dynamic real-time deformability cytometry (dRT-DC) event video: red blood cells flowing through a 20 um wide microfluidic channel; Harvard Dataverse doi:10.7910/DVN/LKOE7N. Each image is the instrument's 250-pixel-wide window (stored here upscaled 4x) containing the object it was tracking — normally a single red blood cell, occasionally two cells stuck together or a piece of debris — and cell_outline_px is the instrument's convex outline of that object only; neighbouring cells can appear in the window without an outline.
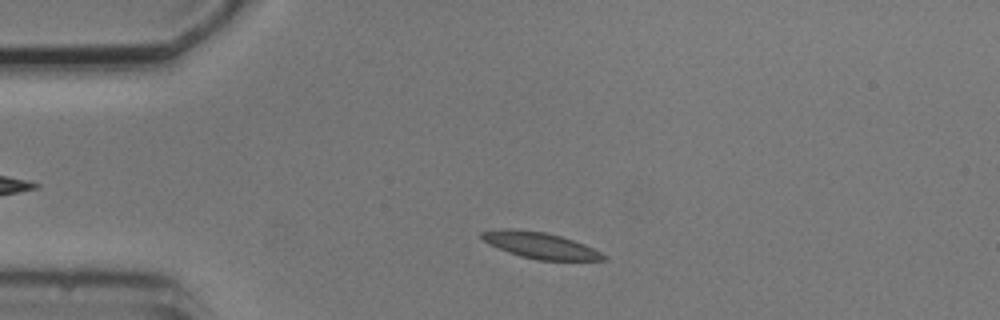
{"species": "common noctule bat (a hibernating species)", "species_latin": "Nyctalus noctula", "temperature_condition": "cold", "stored_images_in_passage": 4, "camera_frame_rate_fps": 3000, "um_per_image_px": 0.085, "animal": {"sex": "male", "body_mass_g": 20.5, "forearm_length_mm": 52.5}, "frame": {"image": 1, "passage_image": 2, "time_ms": 1.0, "image_size_px": [1000, 320], "cell_outline_px": [[608, 260], [536, 260], [520, 256], [508, 252], [488, 244], [480, 236], [480, 232], [504, 228], [516, 228], [544, 232], [560, 236], [584, 244], [608, 256]], "centroid_in_image_um": [45.9, 20.85], "position_along_channel_um": 39.1, "area_um2": 18.61}}
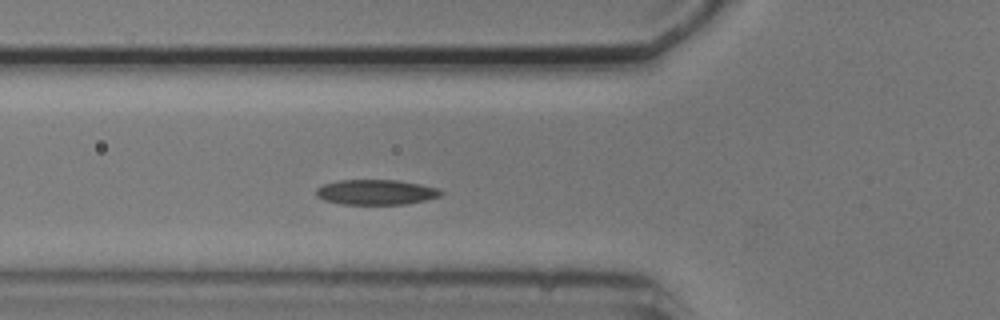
{"frame": {"image": 2, "passage_image": 4, "time_ms": 3.333, "image_size_px": [1000, 320], "cell_outline_px": [[444, 192], [440, 196], [424, 200], [404, 204], [340, 204], [324, 200], [316, 196], [316, 188], [324, 184], [336, 180], [396, 180], [420, 184], [440, 188]], "centroid_in_image_um": [31.95, 16.33], "position_along_channel_um": 93.9, "area_um2": 18.32}}